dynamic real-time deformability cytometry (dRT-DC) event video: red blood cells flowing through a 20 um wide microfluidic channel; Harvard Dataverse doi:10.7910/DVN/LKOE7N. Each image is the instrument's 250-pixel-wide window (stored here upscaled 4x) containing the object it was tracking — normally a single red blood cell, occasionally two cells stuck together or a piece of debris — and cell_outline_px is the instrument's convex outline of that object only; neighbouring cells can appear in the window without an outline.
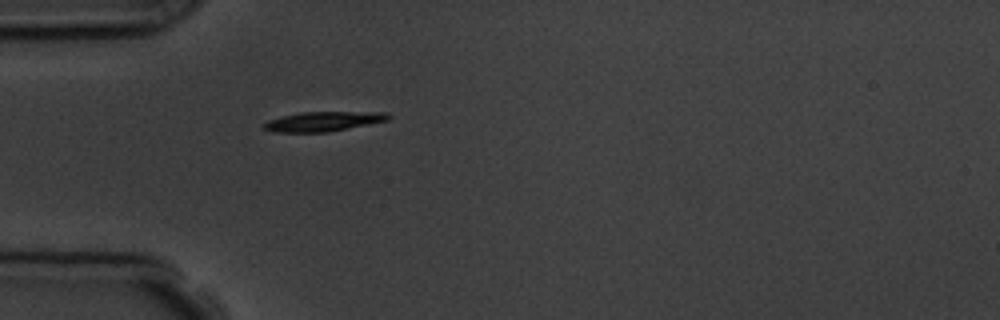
{"species": "common noctule bat (a hibernating species)", "species_latin": "Nyctalus noctula", "temperature_condition": "room temperature", "stored_images_in_passage": 1, "camera_frame_rate_fps": 3000, "um_per_image_px": 0.085, "animal": {"sex": "male", "body_mass_g": 19.5, "forearm_length_mm": 54.6}, "frame": {"image": 1, "passage_image": 1, "time_ms": 0.0, "image_size_px": [1000, 320], "cell_outline_px": [[392, 116], [388, 120], [328, 132], [276, 132], [264, 128], [264, 124], [268, 120], [280, 116], [300, 112], [384, 112]], "centroid_in_image_um": [27.47, 10.31], "position_along_channel_um": 57.5, "area_um2": 14.1}}